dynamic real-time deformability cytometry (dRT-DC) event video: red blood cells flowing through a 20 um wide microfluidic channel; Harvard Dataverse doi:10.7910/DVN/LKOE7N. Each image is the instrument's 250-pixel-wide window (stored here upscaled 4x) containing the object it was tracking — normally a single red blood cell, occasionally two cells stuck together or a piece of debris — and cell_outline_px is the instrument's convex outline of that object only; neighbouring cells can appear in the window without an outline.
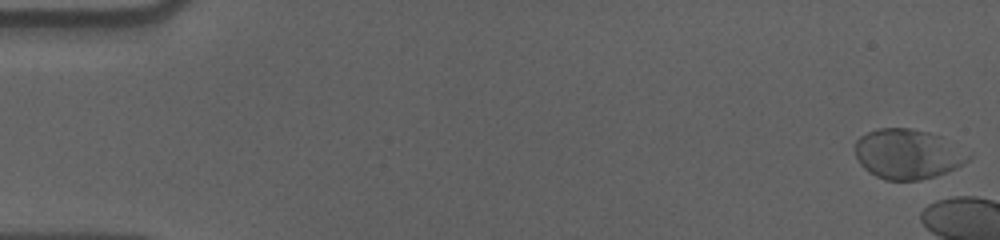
{"species": "human", "species_latin": "Homo sapiens", "temperature_condition": "cold", "stored_images_in_passage": 8, "camera_frame_rate_fps": 3000, "um_per_image_px": 0.085, "donor": {"sex": "male"}, "frame": {"image": 1, "passage_image": 1, "time_ms": 0.0, "image_size_px": [1000, 240], "cell_outline_px": [[972, 156], [964, 164], [956, 168], [936, 176], [920, 180], [884, 180], [868, 172], [860, 164], [856, 156], [856, 140], [860, 136], [868, 132], [880, 128], [908, 128], [928, 132], [940, 136], [972, 152]], "centroid_in_image_um": [77.19, 13.1], "position_along_channel_um": 7.8, "area_um2": 33.18}}